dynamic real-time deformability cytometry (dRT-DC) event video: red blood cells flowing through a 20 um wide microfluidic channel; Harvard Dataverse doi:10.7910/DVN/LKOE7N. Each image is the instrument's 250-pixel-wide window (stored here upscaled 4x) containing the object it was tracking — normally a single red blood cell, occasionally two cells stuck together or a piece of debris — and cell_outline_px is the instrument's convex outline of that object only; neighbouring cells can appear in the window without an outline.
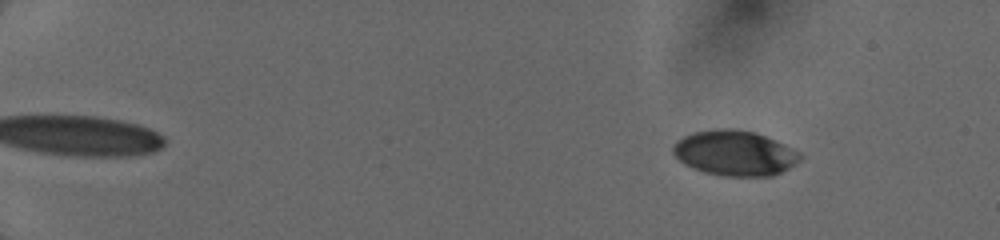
{"species": "human", "species_latin": "Homo sapiens", "temperature_condition": "cold", "stored_images_in_passage": 28, "camera_frame_rate_fps": 3000, "um_per_image_px": 0.085, "donor": {"sex": "female"}, "frame": {"image": 1, "passage_image": 4, "time_ms": 0.667, "image_size_px": [1000, 240], "cell_outline_px": [[800, 160], [788, 168], [772, 176], [724, 176], [704, 172], [684, 164], [672, 152], [672, 148], [676, 140], [692, 132], [716, 128], [736, 128], [756, 132], [776, 140], [800, 152]], "centroid_in_image_um": [62.43, 12.99], "position_along_channel_um": 22.6, "area_um2": 33.58}}
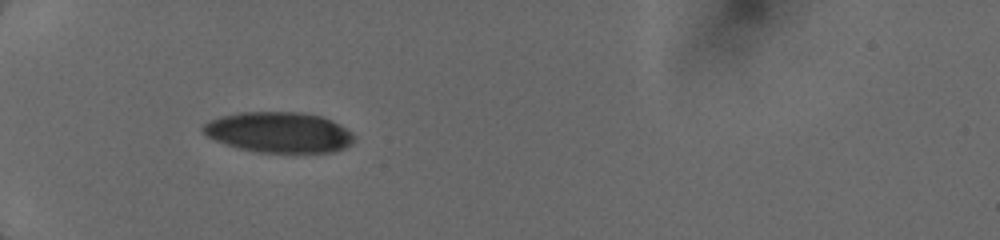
{"frame": {"image": 2, "passage_image": 27, "time_ms": 4.667, "image_size_px": [1000, 240], "cell_outline_px": [[352, 144], [344, 148], [332, 152], [256, 152], [236, 148], [216, 140], [208, 136], [200, 128], [208, 120], [220, 116], [240, 112], [304, 112], [320, 116], [352, 132]], "centroid_in_image_um": [23.65, 11.24], "position_along_channel_um": 61.3, "area_um2": 35.49}}